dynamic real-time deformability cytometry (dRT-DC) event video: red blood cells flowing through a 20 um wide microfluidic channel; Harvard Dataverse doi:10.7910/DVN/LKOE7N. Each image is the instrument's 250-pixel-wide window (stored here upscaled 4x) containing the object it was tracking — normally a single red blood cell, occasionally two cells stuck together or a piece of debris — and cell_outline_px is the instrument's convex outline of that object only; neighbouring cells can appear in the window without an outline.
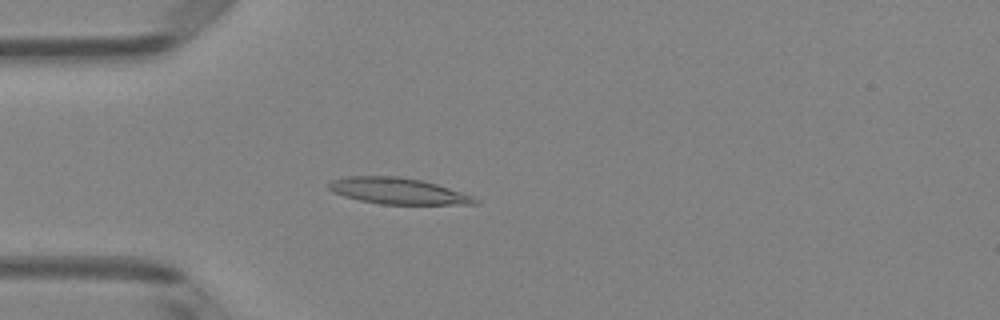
{"species": "Egyptian fruit bat (a non-hibernating species)", "species_latin": "Rousettus aegyptiacus", "temperature_condition": "room temperature", "stored_images_in_passage": 50, "camera_frame_rate_fps": 3000, "um_per_image_px": 0.085, "animal": {"sex": "female"}, "frame": {"image": 1, "passage_image": 14, "time_ms": 4.333, "image_size_px": [1000, 320], "cell_outline_px": [[480, 200], [476, 204], [380, 204], [360, 200], [344, 196], [332, 192], [328, 188], [328, 184], [332, 180], [344, 176], [400, 176], [424, 180], [472, 196]], "centroid_in_image_um": [33.78, 16.22], "position_along_channel_um": 51.2, "area_um2": 22.31}}
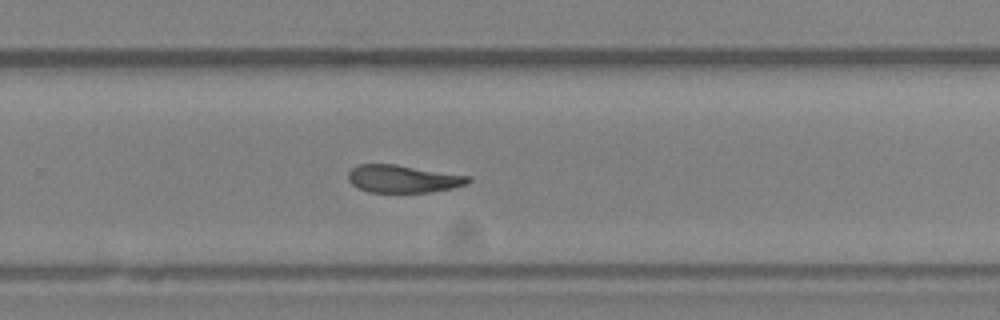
{"frame": {"image": 2, "passage_image": 33, "time_ms": 10.667, "image_size_px": [1000, 320], "cell_outline_px": [[472, 180], [468, 184], [452, 188], [428, 192], [368, 192], [352, 184], [348, 180], [348, 172], [352, 168], [360, 164], [396, 164], [472, 176]], "centroid_in_image_um": [34.3, 15.19], "position_along_channel_um": 295.5, "area_um2": 19.42}}
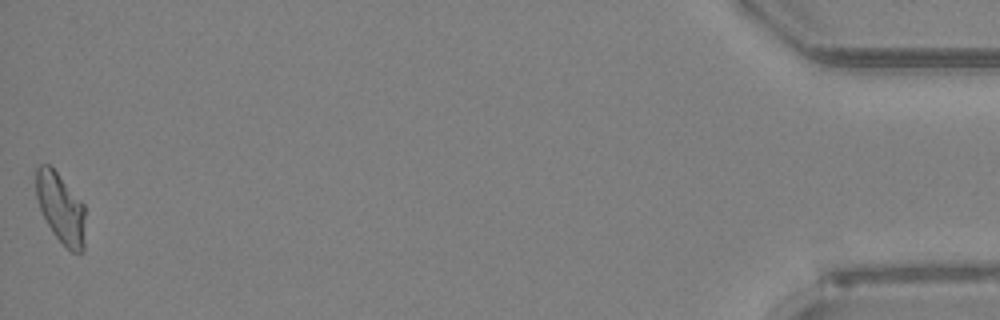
{"frame": {"image": 3, "passage_image": 50, "time_ms": 16.333, "image_size_px": [1000, 320], "cell_outline_px": [[84, 252], [72, 252], [52, 232], [40, 208], [36, 196], [36, 168], [40, 164], [48, 164], [56, 172], [84, 204]], "centroid_in_image_um": [5.16, 17.69], "position_along_channel_um": 430.0, "area_um2": 19.71}, "authors_computed_cell_mechanics": {"area_um2": 20.7213, "velocity_mm_per_s": 4.0312, "shape_relaxation_time_tau1_ms": null, "shape_relaxation_time_tau2_ms": 4.8042, "deformation_change_tau1": null, "deformation_change_tau2": 0.1223}}